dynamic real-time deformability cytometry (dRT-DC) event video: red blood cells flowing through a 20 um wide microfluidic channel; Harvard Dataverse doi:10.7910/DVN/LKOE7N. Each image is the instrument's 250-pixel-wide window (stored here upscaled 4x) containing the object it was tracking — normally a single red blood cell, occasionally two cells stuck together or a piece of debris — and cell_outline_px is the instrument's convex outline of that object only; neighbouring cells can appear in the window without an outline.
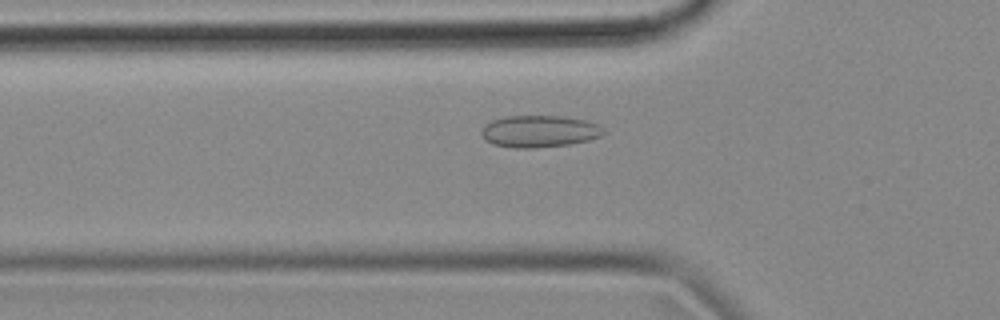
{"species": "common noctule bat (a hibernating species)", "species_latin": "Nyctalus noctula", "temperature_condition": "cold", "stored_images_in_passage": 55, "camera_frame_rate_fps": 3000, "um_per_image_px": 0.085, "animal": {"sex": "female", "body_mass_g": 18.4}, "frame": {"image": 1, "passage_image": 18, "time_ms": 5.667, "image_size_px": [1000, 320], "cell_outline_px": [[604, 132], [600, 136], [588, 140], [568, 144], [536, 148], [512, 148], [492, 144], [484, 140], [480, 132], [484, 124], [492, 120], [504, 116], [564, 116], [588, 120], [600, 124], [604, 128]], "centroid_in_image_um": [45.82, 11.15], "position_along_channel_um": 80.0, "area_um2": 23.06}}
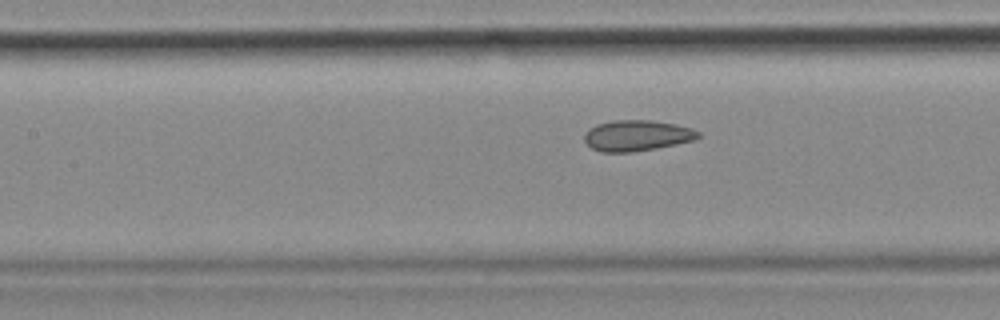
{"frame": {"image": 2, "passage_image": 24, "time_ms": 7.667, "image_size_px": [1000, 320], "cell_outline_px": [[700, 136], [696, 140], [656, 148], [632, 152], [600, 152], [592, 148], [584, 140], [584, 132], [596, 124], [612, 120], [652, 120], [676, 124], [692, 128], [700, 132]], "centroid_in_image_um": [54.14, 11.51], "position_along_channel_um": 153.3, "area_um2": 20.63}}
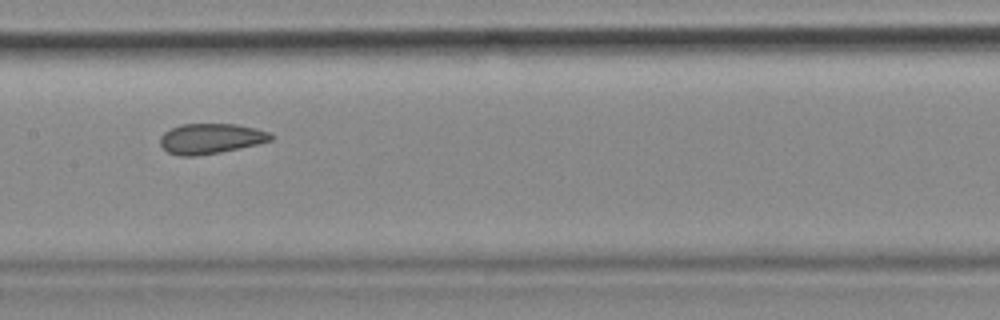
{"frame": {"image": 3, "passage_image": 27, "time_ms": 8.667, "image_size_px": [1000, 320], "cell_outline_px": [[276, 136], [272, 140], [240, 148], [220, 152], [196, 156], [180, 156], [168, 152], [160, 144], [160, 136], [164, 132], [180, 124], [236, 124], [256, 128], [268, 132]], "centroid_in_image_um": [17.92, 11.78], "position_along_channel_um": 189.5, "area_um2": 19.54}, "authors_computed_cell_mechanics": {"area_um2": 20.6924, "velocity_mm_per_s": 3.6392, "shape_relaxation_time_tau1_ms": null, "shape_relaxation_time_tau2_ms": 1.7168, "deformation_change_tau1": null, "deformation_change_tau2": 0.0578}}